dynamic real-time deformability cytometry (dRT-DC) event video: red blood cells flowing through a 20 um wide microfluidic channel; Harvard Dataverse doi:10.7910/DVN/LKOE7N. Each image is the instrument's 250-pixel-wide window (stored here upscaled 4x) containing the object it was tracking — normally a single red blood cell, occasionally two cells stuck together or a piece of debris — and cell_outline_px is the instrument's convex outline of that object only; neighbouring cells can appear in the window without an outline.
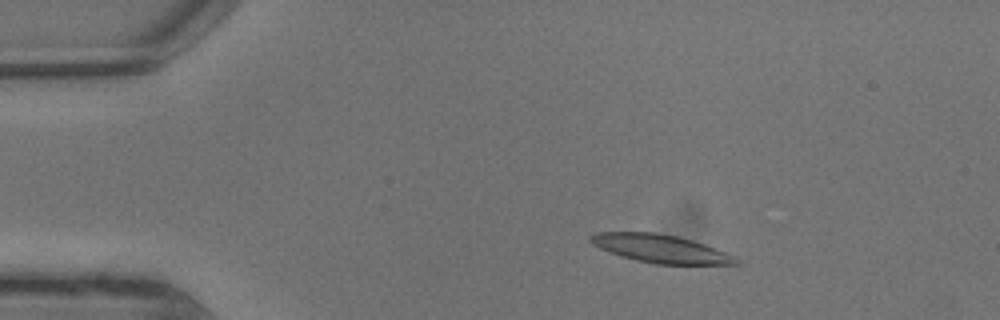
{"species": "common noctule bat (a hibernating species)", "species_latin": "Nyctalus noctula", "temperature_condition": "warm", "stored_images_in_passage": 6, "camera_frame_rate_fps": 3000, "um_per_image_px": 0.085, "animal": {"sex": "male", "body_mass_g": 13.3}, "frame": {"image": 1, "passage_image": 3, "time_ms": 0.667, "image_size_px": [1000, 320], "cell_outline_px": [[740, 264], [656, 264], [636, 260], [600, 248], [592, 244], [588, 240], [588, 236], [596, 232], [652, 232], [676, 236], [692, 240], [704, 244], [724, 252], [740, 260]], "centroid_in_image_um": [56.11, 21.12], "position_along_channel_um": 28.9, "area_um2": 23.47}}